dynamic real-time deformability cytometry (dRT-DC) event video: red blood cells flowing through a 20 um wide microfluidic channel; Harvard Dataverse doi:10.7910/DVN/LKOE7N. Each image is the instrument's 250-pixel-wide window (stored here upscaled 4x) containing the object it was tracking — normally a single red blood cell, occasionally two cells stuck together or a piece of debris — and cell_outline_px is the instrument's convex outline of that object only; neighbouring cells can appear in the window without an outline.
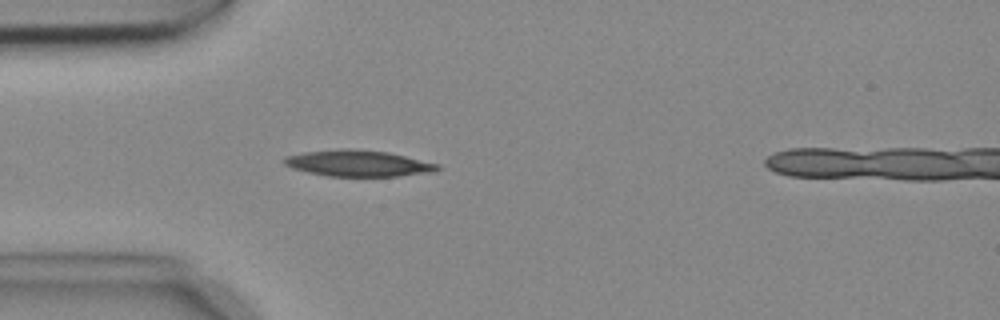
{"species": "common noctule bat (a hibernating species)", "species_latin": "Nyctalus noctula", "temperature_condition": "cold", "stored_images_in_passage": 4, "camera_frame_rate_fps": 3000, "um_per_image_px": 0.085, "animal": {"sex": "female", "body_mass_g": 18.4}, "frame": {"image": 1, "passage_image": 4, "time_ms": 1.0, "image_size_px": [1000, 320], "cell_outline_px": [[440, 168], [436, 172], [396, 176], [328, 176], [308, 172], [292, 168], [284, 164], [284, 160], [288, 156], [304, 152], [344, 148], [348, 148], [388, 152], [440, 164]], "centroid_in_image_um": [30.49, 13.88], "position_along_channel_um": 54.5, "area_um2": 23.35}}